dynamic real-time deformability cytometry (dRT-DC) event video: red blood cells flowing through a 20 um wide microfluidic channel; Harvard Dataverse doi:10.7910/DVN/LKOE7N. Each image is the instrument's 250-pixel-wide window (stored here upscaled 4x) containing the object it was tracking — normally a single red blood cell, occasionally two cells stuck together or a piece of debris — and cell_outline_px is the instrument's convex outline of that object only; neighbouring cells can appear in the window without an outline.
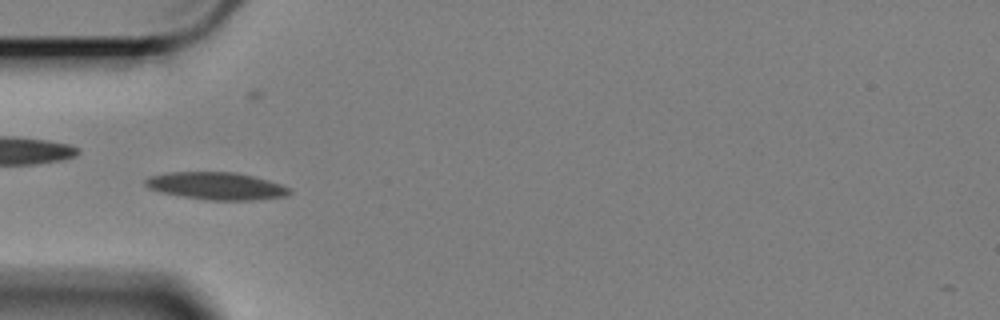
{"species": "Egyptian fruit bat (a non-hibernating species)", "species_latin": "Rousettus aegyptiacus", "temperature_condition": "cold", "stored_images_in_passage": 60, "camera_frame_rate_fps": 3000, "um_per_image_px": 0.085, "animal": {"sex": "female"}, "frame": {"image": 1, "passage_image": 18, "time_ms": 5.667, "image_size_px": [1000, 320], "cell_outline_px": [[292, 192], [288, 196], [256, 200], [208, 200], [160, 192], [148, 188], [144, 184], [144, 180], [148, 176], [168, 172], [236, 172], [268, 180], [292, 188]], "centroid_in_image_um": [18.41, 15.8], "position_along_channel_um": 66.6, "area_um2": 23.18}}
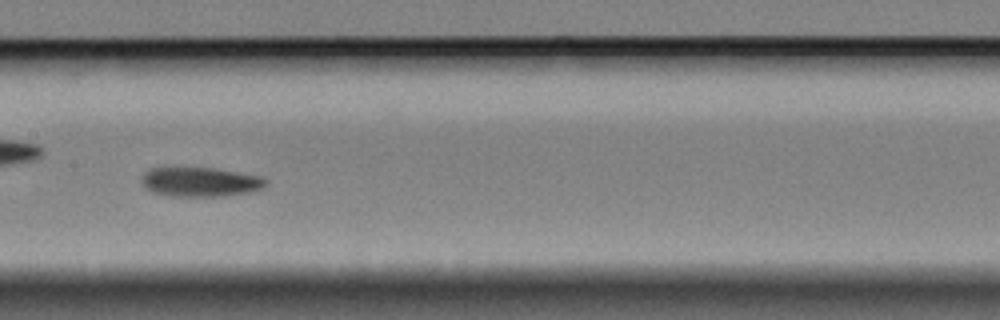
{"frame": {"image": 2, "passage_image": 29, "time_ms": 9.333, "image_size_px": [1000, 320], "cell_outline_px": [[268, 184], [264, 188], [248, 192], [224, 196], [164, 196], [152, 192], [144, 188], [140, 184], [140, 180], [144, 172], [152, 168], [172, 164], [176, 164], [216, 168], [264, 176], [268, 180]], "centroid_in_image_um": [16.96, 15.41], "position_along_channel_um": 190.4, "area_um2": 22.72}}
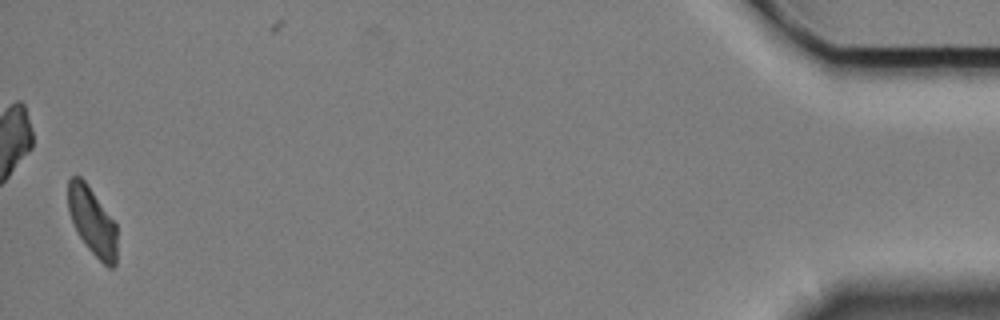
{"frame": {"image": 3, "passage_image": 58, "time_ms": 19.0, "image_size_px": [1000, 320], "cell_outline_px": [[116, 264], [112, 268], [108, 268], [88, 248], [76, 232], [68, 212], [68, 180], [72, 176], [80, 176], [84, 180], [116, 224]], "centroid_in_image_um": [7.82, 18.82], "position_along_channel_um": 427.4, "area_um2": 19.19}, "authors_computed_cell_mechanics": {"area_um2": 21.1548, "velocity_mm_per_s": 3.3626, "shape_relaxation_time_tau1_ms": 6.6395, "shape_relaxation_time_tau2_ms": 5.9064, "deformation_change_tau1": 0.137, "deformation_change_tau2": 0.1184}}